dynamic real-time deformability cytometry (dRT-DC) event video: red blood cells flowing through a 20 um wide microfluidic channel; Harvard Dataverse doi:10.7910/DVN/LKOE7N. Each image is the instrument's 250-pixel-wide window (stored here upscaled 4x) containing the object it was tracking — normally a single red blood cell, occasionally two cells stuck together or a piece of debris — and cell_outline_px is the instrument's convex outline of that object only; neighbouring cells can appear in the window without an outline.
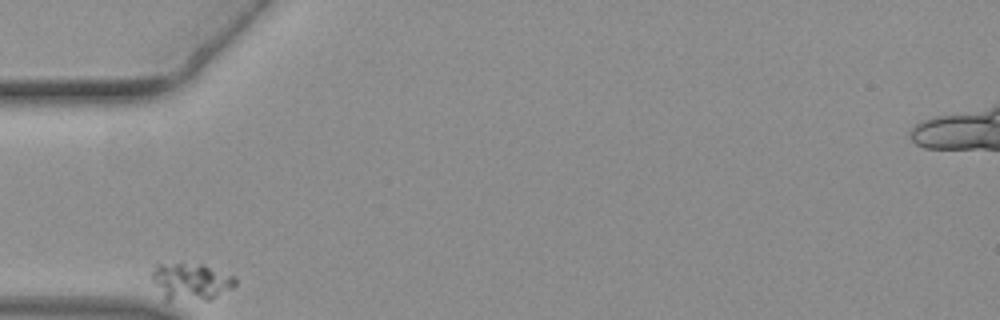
{"species": "common noctule bat (a hibernating species)", "species_latin": "Nyctalus noctula", "temperature_condition": "warm", "stored_images_in_passage": 27, "camera_frame_rate_fps": 3000, "um_per_image_px": 0.085, "animal": {"sex": "female", "body_mass_g": 19.3, "forearm_length_mm": 54.1}, "frame": {"image": 1, "passage_image": 1, "time_ms": 0.0, "image_size_px": [1000, 320], "cell_outline_px": [[236, 284], [232, 288], [212, 300], [168, 304], [164, 304], [152, 280], [152, 272], [156, 264], [204, 264], [236, 276]], "centroid_in_image_um": [16.2, 24.02], "position_along_channel_um": 68.8, "area_um2": 19.13}}
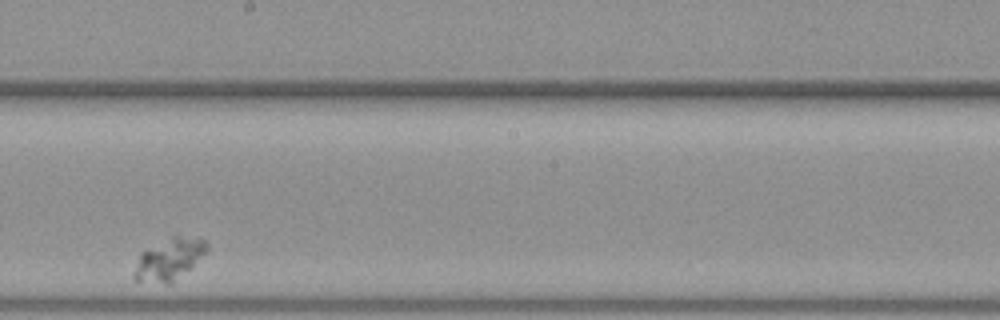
{"frame": {"image": 2, "passage_image": 16, "time_ms": 5.0, "image_size_px": [1000, 320], "cell_outline_px": [[208, 248], [172, 284], [168, 284], [136, 280], [132, 276], [132, 272], [140, 252], [172, 236], [176, 236], [204, 240], [208, 244]], "centroid_in_image_um": [14.28, 22.06], "position_along_channel_um": 233.9, "area_um2": 17.11}}
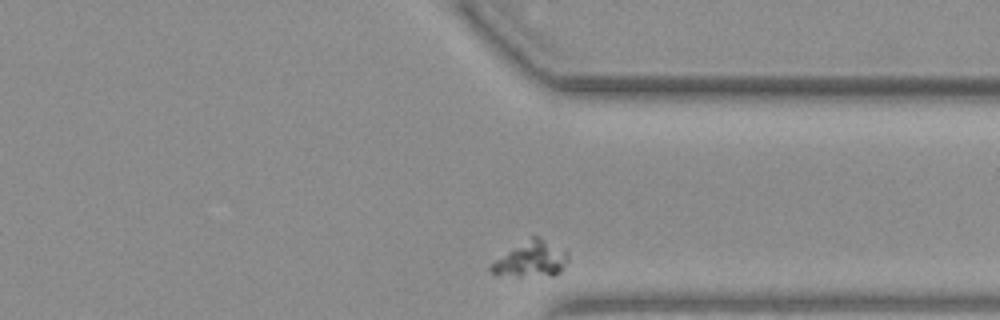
{"frame": {"image": 3, "passage_image": 27, "time_ms": 8.667, "image_size_px": [1000, 320], "cell_outline_px": [[568, 260], [560, 272], [552, 276], [520, 276], [492, 272], [488, 268], [488, 264], [532, 236], [536, 236], [568, 252]], "centroid_in_image_um": [45.16, 22.05], "position_along_channel_um": 366.2, "area_um2": 15.55}}